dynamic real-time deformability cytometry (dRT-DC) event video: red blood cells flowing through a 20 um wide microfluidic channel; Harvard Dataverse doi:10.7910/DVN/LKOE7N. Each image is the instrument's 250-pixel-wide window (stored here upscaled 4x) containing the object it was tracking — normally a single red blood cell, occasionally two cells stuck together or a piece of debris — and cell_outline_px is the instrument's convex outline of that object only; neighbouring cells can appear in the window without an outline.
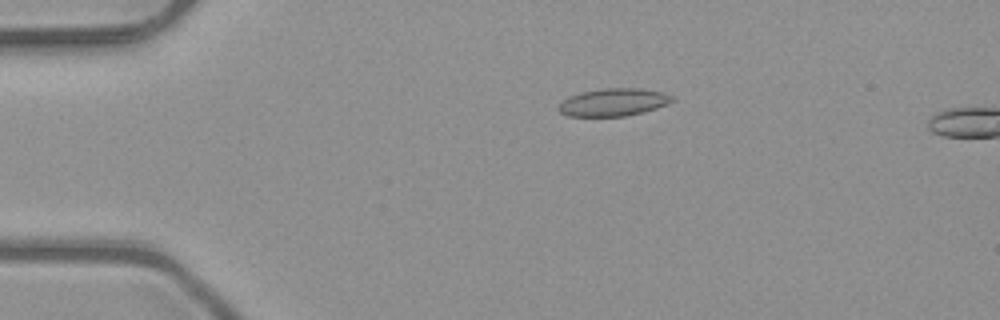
{"species": "common noctule bat (a hibernating species)", "species_latin": "Nyctalus noctula", "temperature_condition": "room temperature", "stored_images_in_passage": 4, "camera_frame_rate_fps": 3000, "um_per_image_px": 0.085, "animal": {"sex": "male", "body_mass_g": 23.1, "forearm_length_mm": 52.7}, "frame": {"image": 1, "passage_image": 3, "time_ms": 0.667, "image_size_px": [1000, 320], "cell_outline_px": [[676, 100], [668, 104], [644, 112], [624, 116], [568, 116], [560, 112], [556, 108], [568, 96], [580, 92], [600, 88], [640, 88], [664, 92], [672, 96]], "centroid_in_image_um": [52.15, 8.68], "position_along_channel_um": 32.8, "area_um2": 18.5}}